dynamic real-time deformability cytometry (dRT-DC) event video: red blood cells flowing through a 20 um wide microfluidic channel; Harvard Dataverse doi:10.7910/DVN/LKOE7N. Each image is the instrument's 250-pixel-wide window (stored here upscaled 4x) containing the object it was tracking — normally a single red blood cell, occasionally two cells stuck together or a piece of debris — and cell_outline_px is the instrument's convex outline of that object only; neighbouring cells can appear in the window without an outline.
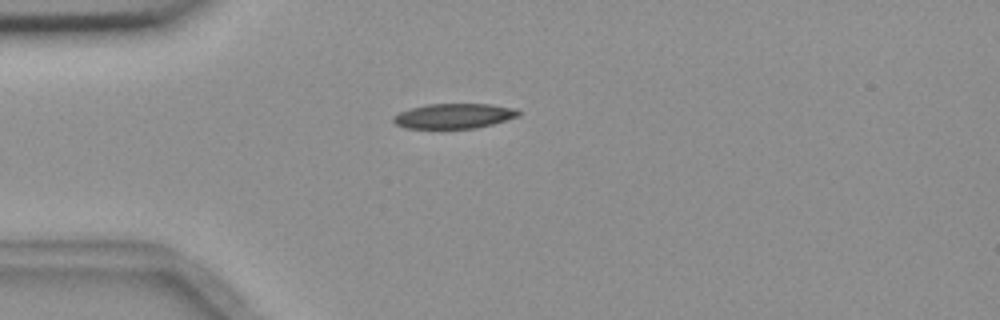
{"species": "common noctule bat (a hibernating species)", "species_latin": "Nyctalus noctula", "temperature_condition": "room temperature", "stored_images_in_passage": 1, "camera_frame_rate_fps": 3000, "um_per_image_px": 0.085, "animal": {"sex": "female", "body_mass_g": 18.4}, "frame": {"image": 1, "passage_image": 1, "time_ms": 0.0, "image_size_px": [1000, 320], "cell_outline_px": [[520, 116], [492, 124], [476, 128], [404, 128], [396, 124], [392, 120], [392, 116], [400, 112], [412, 108], [428, 104], [492, 104], [516, 108], [520, 112]], "centroid_in_image_um": [38.61, 9.85], "position_along_channel_um": 46.4, "area_um2": 18.21}}